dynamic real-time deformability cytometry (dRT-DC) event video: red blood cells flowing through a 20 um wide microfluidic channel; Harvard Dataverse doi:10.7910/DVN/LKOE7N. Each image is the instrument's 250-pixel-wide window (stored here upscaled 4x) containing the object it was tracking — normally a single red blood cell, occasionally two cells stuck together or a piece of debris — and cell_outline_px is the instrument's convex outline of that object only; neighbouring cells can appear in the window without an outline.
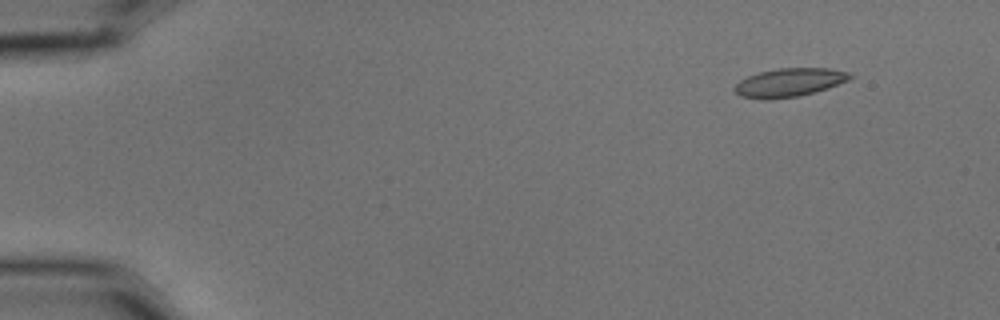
{"species": "common noctule bat (a hibernating species)", "species_latin": "Nyctalus noctula", "temperature_condition": "cold", "stored_images_in_passage": 5, "camera_frame_rate_fps": 3000, "um_per_image_px": 0.085, "animal": {"sex": "male", "body_mass_g": 15.6}, "frame": {"image": 1, "passage_image": 2, "time_ms": 0.333, "image_size_px": [1000, 320], "cell_outline_px": [[852, 76], [848, 80], [828, 88], [800, 96], [764, 100], [740, 96], [732, 88], [740, 80], [748, 76], [760, 72], [780, 68], [828, 68], [848, 72]], "centroid_in_image_um": [67.06, 7.02], "position_along_channel_um": 17.9, "area_um2": 19.07}}
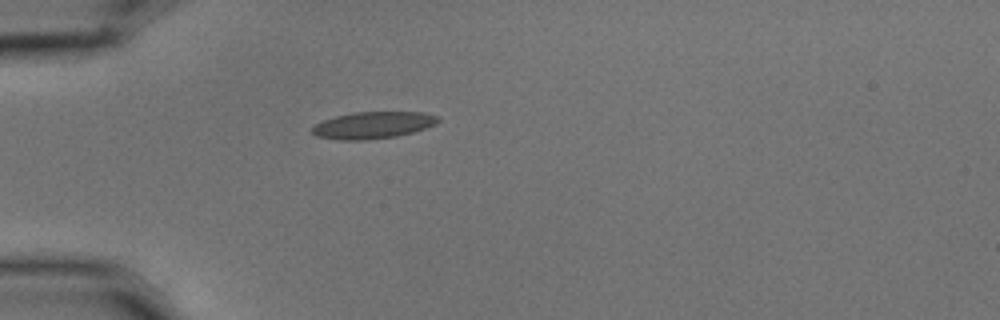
{"frame": {"image": 2, "passage_image": 5, "time_ms": 1.333, "image_size_px": [1000, 320], "cell_outline_px": [[440, 120], [436, 124], [412, 132], [396, 136], [364, 140], [340, 140], [316, 136], [312, 132], [312, 128], [316, 124], [324, 120], [336, 116], [352, 112], [424, 112], [436, 116]], "centroid_in_image_um": [31.69, 10.63], "position_along_channel_um": 53.3, "area_um2": 19.54}}